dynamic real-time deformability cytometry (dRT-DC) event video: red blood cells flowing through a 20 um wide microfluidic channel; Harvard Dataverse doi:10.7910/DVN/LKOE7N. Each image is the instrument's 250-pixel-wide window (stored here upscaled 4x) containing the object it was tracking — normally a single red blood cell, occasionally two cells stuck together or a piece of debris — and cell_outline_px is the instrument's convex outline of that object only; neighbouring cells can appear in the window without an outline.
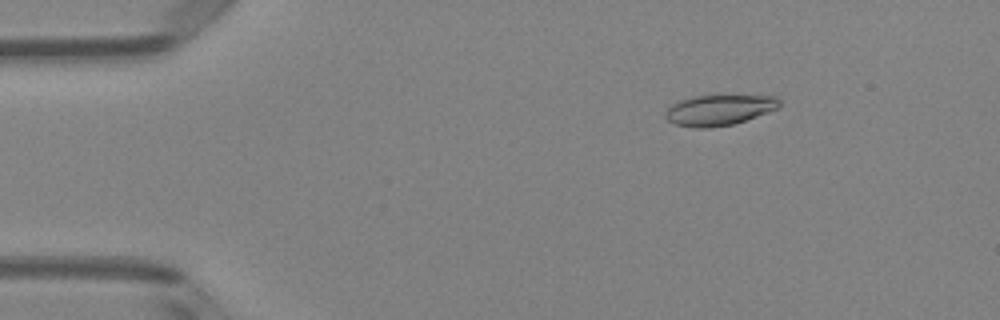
{"species": "Egyptian fruit bat (a non-hibernating species)", "species_latin": "Rousettus aegyptiacus", "temperature_condition": "room temperature", "stored_images_in_passage": 4, "camera_frame_rate_fps": 3000, "um_per_image_px": 0.085, "animal": {"sex": "female"}, "frame": {"image": 1, "passage_image": 2, "time_ms": 0.333, "image_size_px": [1000, 320], "cell_outline_px": [[780, 108], [732, 124], [712, 128], [692, 128], [676, 124], [668, 120], [664, 116], [664, 112], [672, 104], [680, 100], [692, 96], [776, 96], [780, 100]], "centroid_in_image_um": [61.1, 9.36], "position_along_channel_um": 23.9, "area_um2": 20.23}}